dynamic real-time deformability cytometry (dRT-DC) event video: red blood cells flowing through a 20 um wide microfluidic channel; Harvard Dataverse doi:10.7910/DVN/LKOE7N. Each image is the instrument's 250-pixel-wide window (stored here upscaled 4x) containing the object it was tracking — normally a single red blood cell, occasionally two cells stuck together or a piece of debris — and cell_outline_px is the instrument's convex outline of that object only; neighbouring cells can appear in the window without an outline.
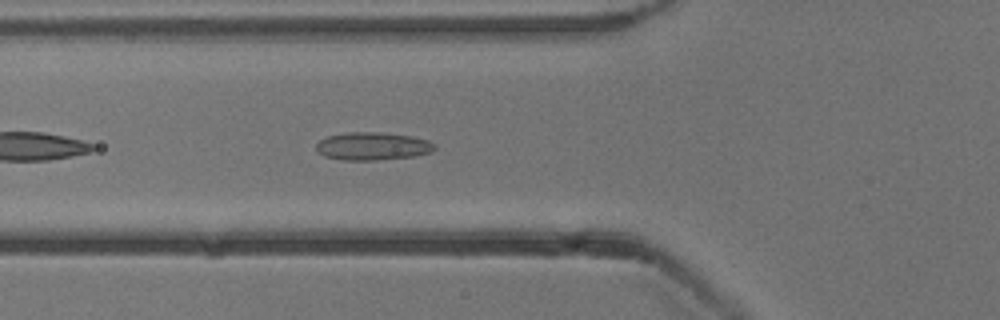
{"species": "common noctule bat (a hibernating species)", "species_latin": "Nyctalus noctula", "temperature_condition": "cold", "stored_images_in_passage": 40, "camera_frame_rate_fps": 3000, "um_per_image_px": 0.085, "animal": {"sex": "male", "body_mass_g": 13.3}, "frame": {"image": 1, "passage_image": 5, "time_ms": 1.333, "image_size_px": [1000, 320], "cell_outline_px": [[436, 148], [432, 152], [416, 156], [376, 160], [344, 160], [324, 156], [316, 148], [316, 144], [320, 140], [328, 136], [348, 132], [380, 132], [412, 136], [428, 140], [436, 144]], "centroid_in_image_um": [31.72, 12.42], "position_along_channel_um": 94.1, "area_um2": 19.31}}
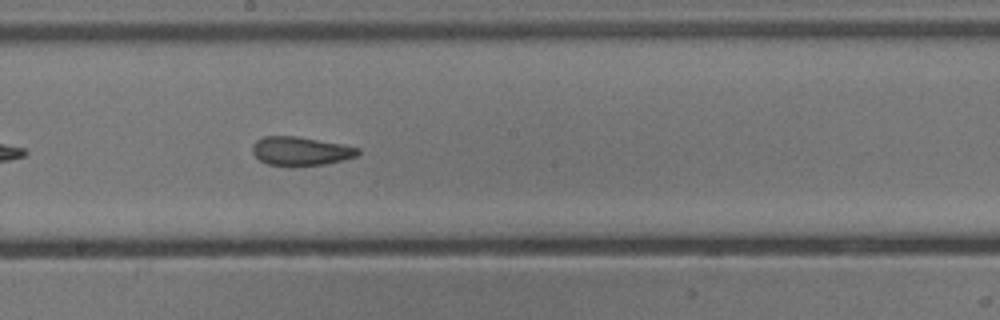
{"frame": {"image": 2, "passage_image": 15, "time_ms": 4.667, "image_size_px": [1000, 320], "cell_outline_px": [[360, 152], [356, 156], [324, 164], [268, 164], [260, 160], [252, 152], [252, 144], [256, 140], [264, 136], [296, 136], [340, 144], [360, 148]], "centroid_in_image_um": [25.52, 12.81], "position_along_channel_um": 222.7, "area_um2": 17.05}}
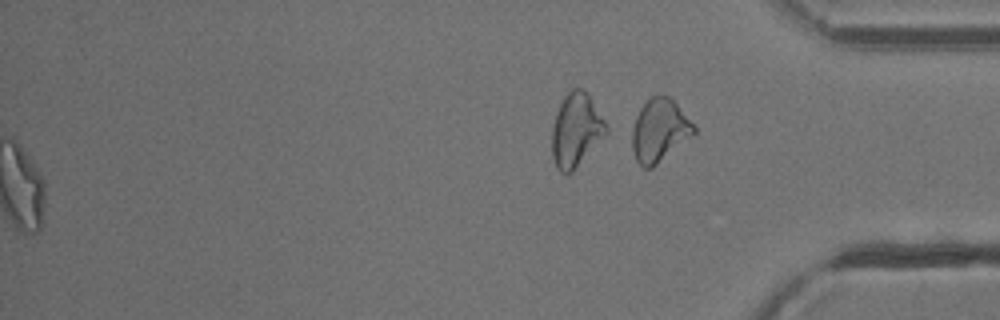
{"frame": {"image": 3, "passage_image": 40, "time_ms": 13.0, "image_size_px": [1000, 320], "cell_outline_px": [[696, 132], [692, 136], [652, 168], [644, 168], [636, 160], [632, 148], [632, 128], [636, 116], [640, 108], [652, 96], [668, 96], [676, 104], [696, 128]], "centroid_in_image_um": [56.04, 11.11], "position_along_channel_um": 379.2, "area_um2": 22.2}, "authors_computed_cell_mechanics": {"area_um2": 18.6405, "velocity_mm_per_s": 3.8317, "shape_relaxation_time_tau1_ms": null, "shape_relaxation_time_tau2_ms": 3.1219, "deformation_change_tau1": null, "deformation_change_tau2": 0.0984}}